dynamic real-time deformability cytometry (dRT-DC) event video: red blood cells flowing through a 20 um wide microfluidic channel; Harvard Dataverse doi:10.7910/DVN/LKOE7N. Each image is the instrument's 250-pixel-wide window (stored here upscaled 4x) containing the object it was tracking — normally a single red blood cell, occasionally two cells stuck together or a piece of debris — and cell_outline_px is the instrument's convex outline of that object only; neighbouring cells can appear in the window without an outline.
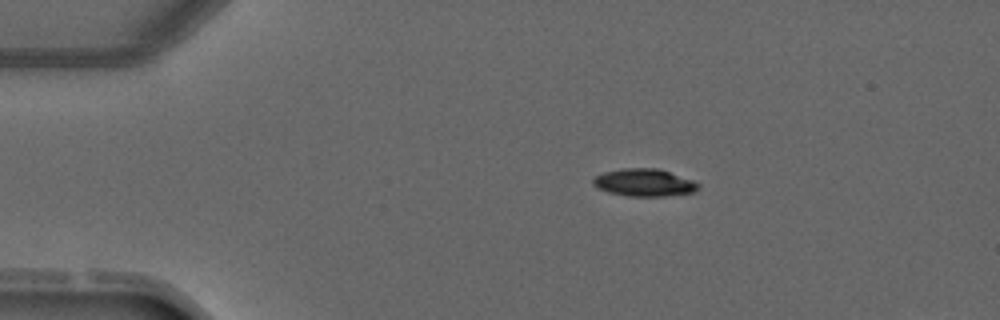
{"species": "common noctule bat (a hibernating species)", "species_latin": "Nyctalus noctula", "temperature_condition": "warm", "stored_images_in_passage": 2, "camera_frame_rate_fps": 3000, "um_per_image_px": 0.085, "animal": {"sex": "male", "forearm_length_mm": 52.5}, "frame": {"image": 1, "passage_image": 1, "time_ms": 0.0, "image_size_px": [1000, 320], "cell_outline_px": [[700, 184], [692, 192], [664, 196], [628, 196], [608, 192], [596, 188], [592, 184], [592, 180], [596, 176], [604, 172], [624, 168], [656, 168], [692, 180]], "centroid_in_image_um": [54.69, 15.52], "position_along_channel_um": 30.3, "area_um2": 16.59}}